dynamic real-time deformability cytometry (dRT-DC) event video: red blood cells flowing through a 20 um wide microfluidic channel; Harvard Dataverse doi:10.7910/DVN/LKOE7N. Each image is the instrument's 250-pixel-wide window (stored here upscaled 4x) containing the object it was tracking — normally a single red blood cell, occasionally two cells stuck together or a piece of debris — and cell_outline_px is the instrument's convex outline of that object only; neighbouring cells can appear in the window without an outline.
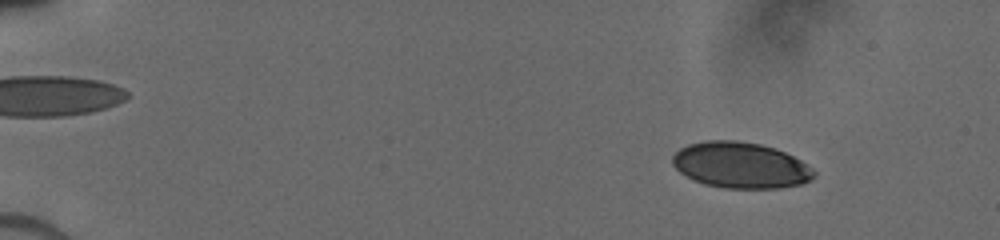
{"species": "human", "species_latin": "Homo sapiens", "temperature_condition": "cold", "stored_images_in_passage": 19, "camera_frame_rate_fps": 3000, "um_per_image_px": 0.085, "donor": {"sex": "male"}, "frame": {"image": 1, "passage_image": 5, "time_ms": 2.0, "image_size_px": [1000, 240], "cell_outline_px": [[816, 176], [800, 184], [780, 188], [724, 188], [704, 184], [692, 180], [680, 172], [672, 164], [672, 156], [680, 148], [688, 144], [708, 140], [736, 140], [760, 144], [776, 148], [800, 160], [812, 168], [816, 172]], "centroid_in_image_um": [62.93, 14.04], "position_along_channel_um": 22.1, "area_um2": 37.97}}
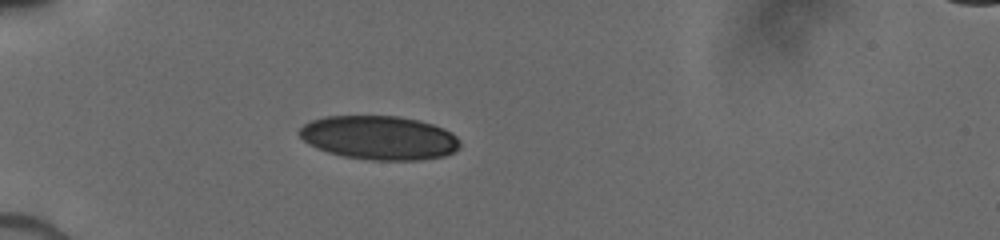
{"frame": {"image": 2, "passage_image": 13, "time_ms": 5.333, "image_size_px": [1000, 240], "cell_outline_px": [[460, 148], [444, 156], [420, 160], [372, 160], [344, 156], [328, 152], [316, 148], [308, 144], [296, 132], [304, 124], [312, 120], [324, 116], [400, 116], [420, 120], [444, 128], [452, 132], [460, 140]], "centroid_in_image_um": [32.24, 11.7], "position_along_channel_um": 52.8, "area_um2": 41.33}}
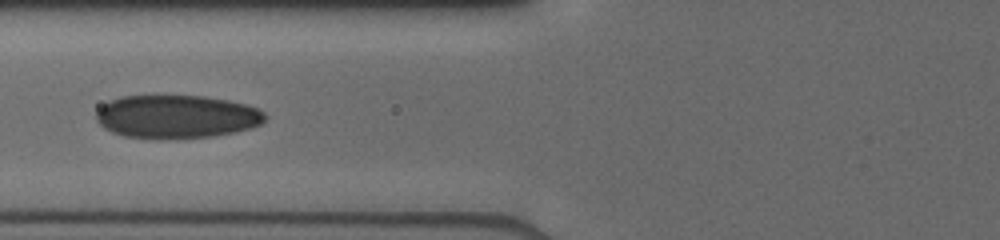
{"frame": {"image": 3, "passage_image": 17, "time_ms": 7.333, "image_size_px": [1000, 240], "cell_outline_px": [[268, 116], [260, 124], [252, 128], [236, 132], [212, 136], [160, 140], [152, 140], [124, 136], [112, 132], [104, 128], [96, 120], [96, 112], [108, 100], [124, 96], [204, 96], [228, 100], [244, 104], [256, 108], [264, 112]], "centroid_in_image_um": [14.99, 9.93], "position_along_channel_um": 110.8, "area_um2": 43.0}}